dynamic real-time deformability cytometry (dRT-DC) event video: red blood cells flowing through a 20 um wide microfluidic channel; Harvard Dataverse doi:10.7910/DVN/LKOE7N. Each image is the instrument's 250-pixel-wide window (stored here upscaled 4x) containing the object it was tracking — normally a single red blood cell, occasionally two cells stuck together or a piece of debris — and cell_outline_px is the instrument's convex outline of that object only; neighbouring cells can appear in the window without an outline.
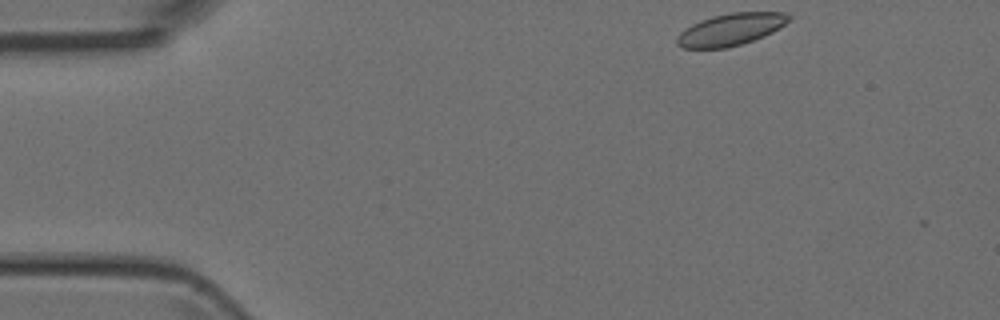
{"species": "Egyptian fruit bat (a non-hibernating species)", "species_latin": "Rousettus aegyptiacus", "temperature_condition": "room temperature", "stored_images_in_passage": 9, "camera_frame_rate_fps": 3000, "um_per_image_px": 0.085, "animal": {"sex": "female"}, "frame": {"image": 1, "passage_image": 1, "time_ms": 0.0, "image_size_px": [1000, 320], "cell_outline_px": [[792, 20], [772, 32], [764, 36], [728, 48], [680, 48], [676, 44], [676, 36], [684, 28], [700, 20], [712, 16], [732, 12], [784, 12], [792, 16]], "centroid_in_image_um": [62.1, 2.5], "position_along_channel_um": 22.9, "area_um2": 21.1}}
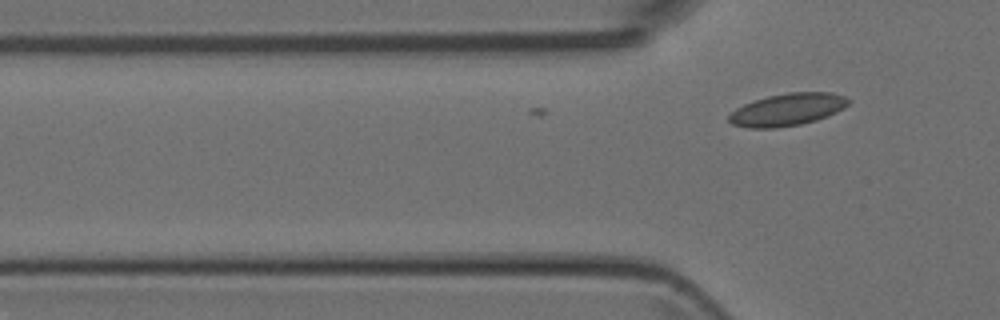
{"frame": {"image": 2, "passage_image": 9, "time_ms": 2.667, "image_size_px": [1000, 320], "cell_outline_px": [[852, 100], [844, 108], [828, 116], [816, 120], [800, 124], [776, 128], [748, 128], [732, 124], [728, 120], [728, 116], [736, 108], [752, 100], [768, 96], [788, 92], [832, 92], [844, 96]], "centroid_in_image_um": [66.94, 9.31], "position_along_channel_um": 58.9, "area_um2": 22.66}}